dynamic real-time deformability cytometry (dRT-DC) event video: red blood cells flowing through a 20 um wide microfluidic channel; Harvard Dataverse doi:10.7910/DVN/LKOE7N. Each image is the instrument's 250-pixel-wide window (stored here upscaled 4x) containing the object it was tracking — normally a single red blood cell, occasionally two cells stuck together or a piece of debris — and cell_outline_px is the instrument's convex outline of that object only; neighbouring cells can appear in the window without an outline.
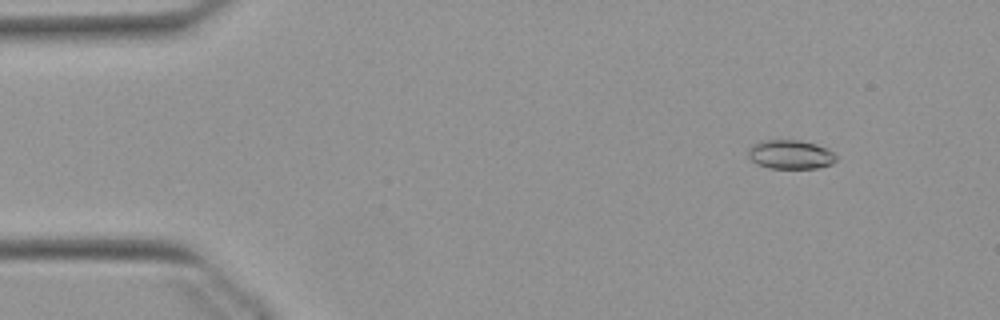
{"species": "Egyptian fruit bat (a non-hibernating species)", "species_latin": "Rousettus aegyptiacus", "temperature_condition": "warm", "stored_images_in_passage": 45, "camera_frame_rate_fps": 3000, "um_per_image_px": 0.085, "animal": {"sex": "female"}, "frame": {"image": 1, "passage_image": 6, "time_ms": 1.667, "image_size_px": [1000, 320], "cell_outline_px": [[836, 160], [832, 164], [820, 168], [768, 168], [756, 164], [748, 156], [748, 148], [752, 144], [764, 140], [800, 140], [816, 144], [828, 148], [836, 156]], "centroid_in_image_um": [67.18, 13.13], "position_along_channel_um": 17.8, "area_um2": 15.03}}
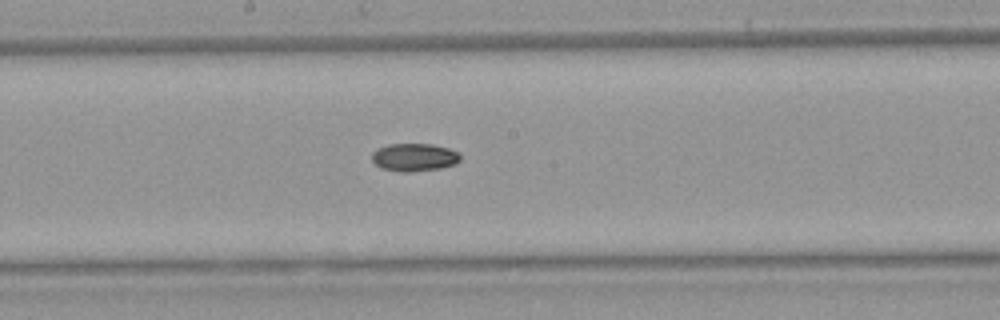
{"frame": {"image": 2, "passage_image": 28, "time_ms": 9.0, "image_size_px": [1000, 320], "cell_outline_px": [[460, 160], [456, 164], [440, 168], [412, 172], [400, 172], [380, 168], [372, 160], [372, 152], [376, 148], [388, 144], [432, 144], [448, 148], [456, 152], [460, 156]], "centroid_in_image_um": [35.18, 13.37], "position_along_channel_um": 213.0, "area_um2": 14.45}}
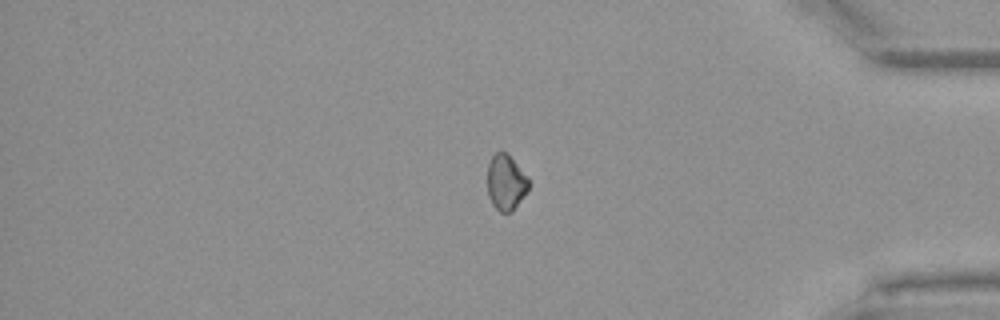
{"frame": {"image": 3, "passage_image": 44, "time_ms": 14.333, "image_size_px": [1000, 320], "cell_outline_px": [[528, 192], [512, 212], [500, 212], [492, 204], [488, 196], [488, 164], [492, 156], [496, 152], [508, 152], [528, 176]], "centroid_in_image_um": [43.02, 15.5], "position_along_channel_um": 392.2, "area_um2": 13.58}}